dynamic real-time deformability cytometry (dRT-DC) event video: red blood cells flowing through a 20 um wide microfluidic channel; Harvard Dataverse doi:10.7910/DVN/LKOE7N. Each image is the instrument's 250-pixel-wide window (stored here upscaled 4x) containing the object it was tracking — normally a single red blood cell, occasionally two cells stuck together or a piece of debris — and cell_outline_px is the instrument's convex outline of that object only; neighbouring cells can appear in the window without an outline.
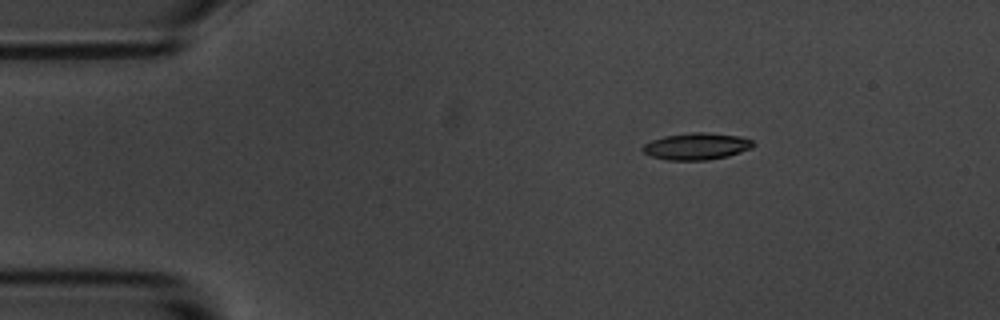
{"species": "common noctule bat (a hibernating species)", "species_latin": "Nyctalus noctula", "temperature_condition": "room temperature", "stored_images_in_passage": 6, "camera_frame_rate_fps": 3000, "um_per_image_px": 0.085, "animal": {"sex": "male", "body_mass_g": 20.1, "forearm_length_mm": 53.5}, "frame": {"image": 1, "passage_image": 3, "time_ms": 2.333, "image_size_px": [1000, 320], "cell_outline_px": [[756, 144], [752, 148], [728, 156], [708, 160], [668, 160], [652, 156], [644, 152], [640, 148], [644, 144], [652, 140], [664, 136], [692, 132], [704, 132], [740, 136], [752, 140]], "centroid_in_image_um": [59.22, 12.43], "position_along_channel_um": 25.8, "area_um2": 17.28}}